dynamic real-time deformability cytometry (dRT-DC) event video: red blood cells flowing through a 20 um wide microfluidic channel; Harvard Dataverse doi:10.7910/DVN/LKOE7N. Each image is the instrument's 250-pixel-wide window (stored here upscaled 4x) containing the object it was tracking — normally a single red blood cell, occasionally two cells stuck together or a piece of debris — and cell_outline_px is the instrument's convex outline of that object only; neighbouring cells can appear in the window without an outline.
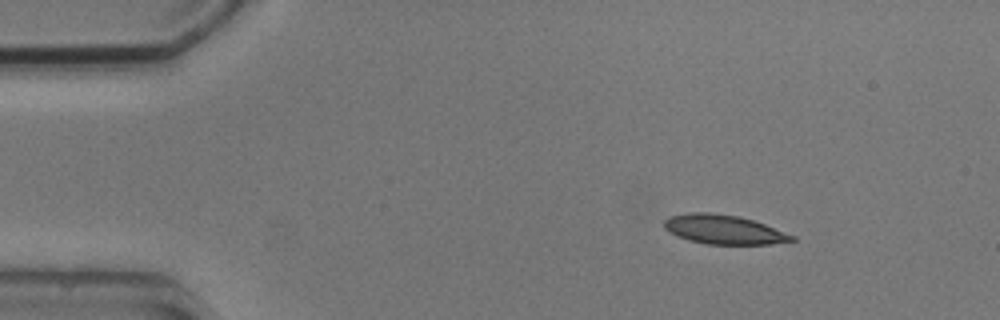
{"species": "common noctule bat (a hibernating species)", "species_latin": "Nyctalus noctula", "temperature_condition": "cold", "stored_images_in_passage": 13, "camera_frame_rate_fps": 3000, "um_per_image_px": 0.085, "animal": {"sex": "male", "body_mass_g": 20.5, "forearm_length_mm": 52.5}, "frame": {"image": 1, "passage_image": 1, "time_ms": 0.0, "image_size_px": [1000, 320], "cell_outline_px": [[796, 240], [772, 244], [708, 244], [688, 240], [664, 228], [664, 220], [668, 216], [688, 212], [708, 212], [740, 216], [764, 224], [796, 236]], "centroid_in_image_um": [61.53, 19.5], "position_along_channel_um": 23.5, "area_um2": 21.68}}
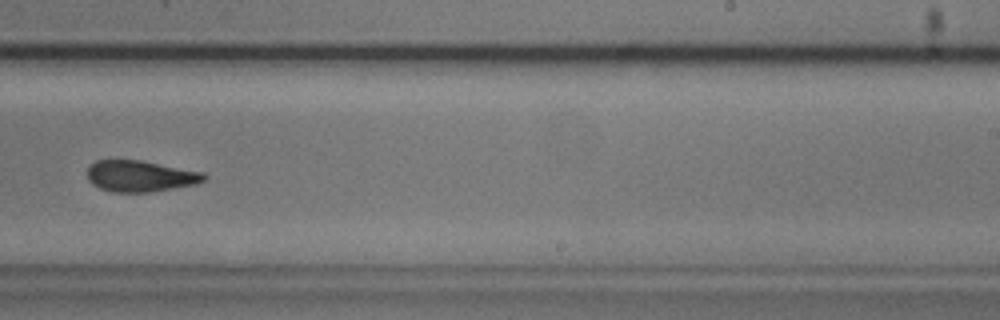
{"frame": {"image": 2, "passage_image": 8, "time_ms": 8.667, "image_size_px": [1000, 320], "cell_outline_px": [[208, 176], [204, 180], [196, 184], [148, 192], [112, 192], [100, 188], [92, 184], [88, 180], [88, 168], [96, 160], [140, 160], [204, 172]], "centroid_in_image_um": [11.93, 14.97], "position_along_channel_um": 277.1, "area_um2": 21.15}}
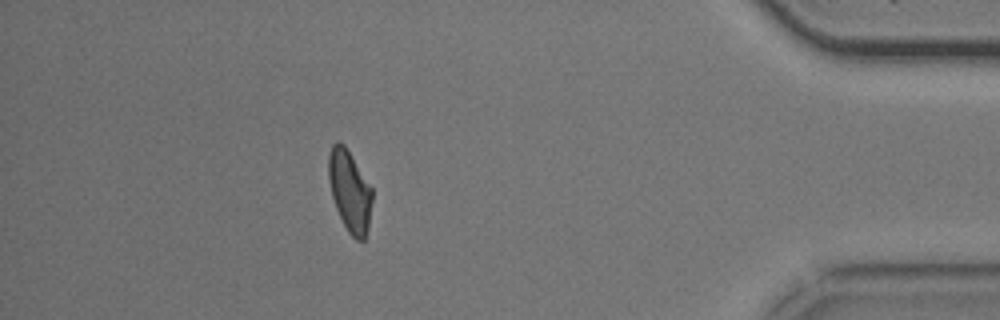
{"frame": {"image": 3, "passage_image": 12, "time_ms": 13.333, "image_size_px": [1000, 320], "cell_outline_px": [[372, 200], [368, 224], [364, 240], [356, 240], [348, 232], [336, 208], [332, 196], [328, 180], [328, 156], [332, 144], [336, 140], [344, 144], [372, 188]], "centroid_in_image_um": [29.7, 16.2], "position_along_channel_um": 405.5, "area_um2": 20.46}, "authors_computed_cell_mechanics": {"area_um2": 21.6172, "velocity_mm_per_s": 3.7539, "shape_relaxation_time_tau1_ms": 8.6204, "shape_relaxation_time_tau2_ms": null, "deformation_change_tau1": 0.2139, "deformation_change_tau2": null}}